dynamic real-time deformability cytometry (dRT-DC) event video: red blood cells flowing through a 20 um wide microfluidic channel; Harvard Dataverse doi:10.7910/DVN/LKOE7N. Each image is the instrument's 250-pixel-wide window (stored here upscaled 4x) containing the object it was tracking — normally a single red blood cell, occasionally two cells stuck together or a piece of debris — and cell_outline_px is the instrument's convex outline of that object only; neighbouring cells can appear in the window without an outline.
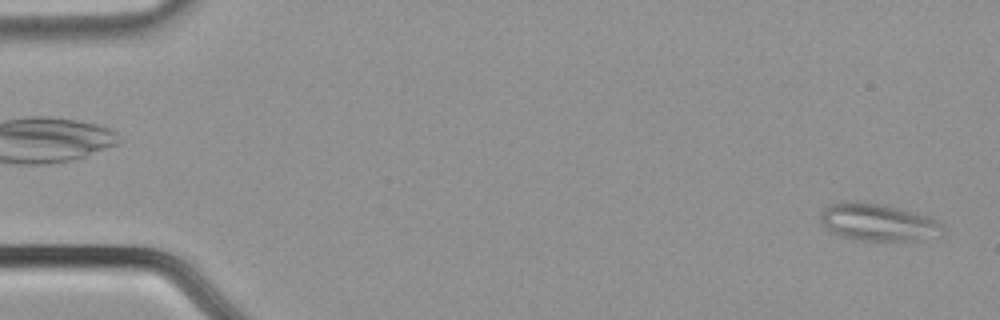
{"species": "common noctule bat (a hibernating species)", "species_latin": "Nyctalus noctula", "temperature_condition": "cold", "stored_images_in_passage": 57, "segment_of_instrument_passage": [1, 2], "camera_frame_rate_fps": 3000, "um_per_image_px": 0.085, "animal": {"sex": "male", "body_mass_g": 21.5, "forearm_length_mm": 52.0}, "frame": {"image": 1, "passage_image": 1, "time_ms": 0.0, "image_size_px": [1000, 320], "cell_outline_px": [[944, 232], [920, 240], [852, 240], [840, 236], [832, 232], [820, 220], [820, 208], [828, 204], [840, 200], [860, 200], [884, 204], [932, 216], [944, 224]], "centroid_in_image_um": [74.6, 18.84], "position_along_channel_um": 10.4, "area_um2": 27.34}}